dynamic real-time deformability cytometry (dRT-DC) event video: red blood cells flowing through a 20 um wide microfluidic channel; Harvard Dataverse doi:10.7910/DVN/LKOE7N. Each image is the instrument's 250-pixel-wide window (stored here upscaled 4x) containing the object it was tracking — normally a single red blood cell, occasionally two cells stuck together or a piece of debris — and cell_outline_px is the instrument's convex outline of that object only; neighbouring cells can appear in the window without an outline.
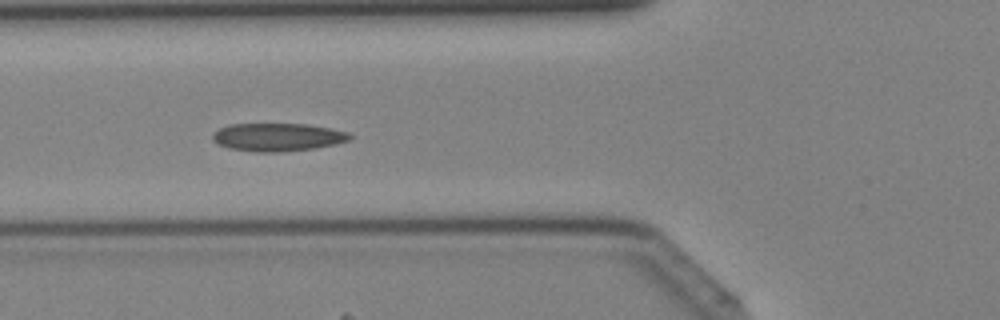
{"species": "Egyptian fruit bat (a non-hibernating species)", "species_latin": "Rousettus aegyptiacus", "temperature_condition": "cold", "stored_images_in_passage": 38, "camera_frame_rate_fps": 3000, "um_per_image_px": 0.085, "animal": {"sex": "female"}, "frame": {"image": 1, "passage_image": 12, "time_ms": 3.667, "image_size_px": [1000, 320], "cell_outline_px": [[352, 136], [348, 140], [336, 144], [312, 148], [280, 152], [256, 152], [228, 148], [216, 144], [212, 140], [212, 132], [228, 124], [308, 124], [348, 132]], "centroid_in_image_um": [23.53, 11.65], "position_along_channel_um": 102.3, "area_um2": 22.43}}
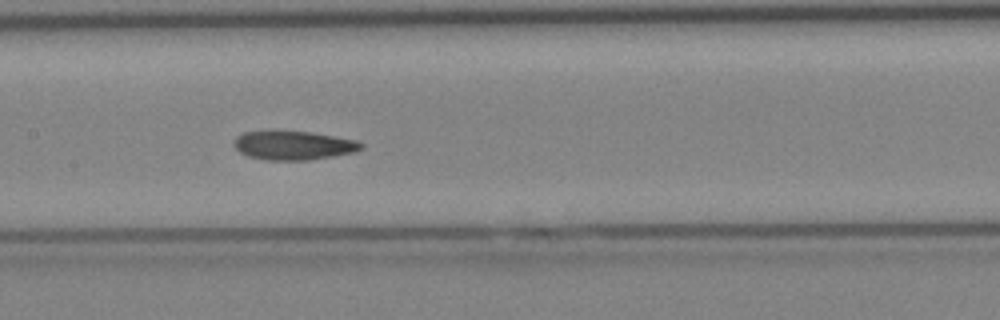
{"frame": {"image": 2, "passage_image": 17, "time_ms": 5.333, "image_size_px": [1000, 320], "cell_outline_px": [[364, 148], [356, 152], [308, 160], [264, 160], [248, 156], [240, 152], [232, 144], [236, 136], [244, 132], [276, 128], [312, 132], [356, 140], [364, 144]], "centroid_in_image_um": [24.9, 12.32], "position_along_channel_um": 182.5, "area_um2": 22.25}}
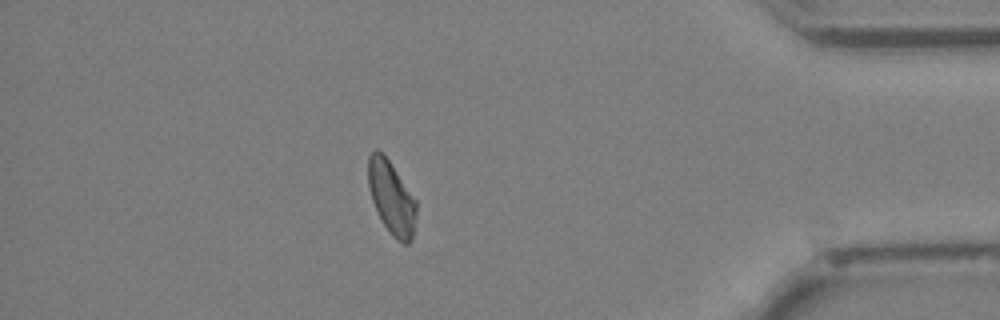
{"frame": {"image": 3, "passage_image": 33, "time_ms": 10.667, "image_size_px": [1000, 320], "cell_outline_px": [[416, 216], [412, 240], [408, 244], [404, 244], [392, 236], [376, 212], [372, 200], [368, 184], [368, 156], [376, 148], [388, 160], [416, 200]], "centroid_in_image_um": [33.27, 16.83], "position_along_channel_um": 401.9, "area_um2": 20.29}}